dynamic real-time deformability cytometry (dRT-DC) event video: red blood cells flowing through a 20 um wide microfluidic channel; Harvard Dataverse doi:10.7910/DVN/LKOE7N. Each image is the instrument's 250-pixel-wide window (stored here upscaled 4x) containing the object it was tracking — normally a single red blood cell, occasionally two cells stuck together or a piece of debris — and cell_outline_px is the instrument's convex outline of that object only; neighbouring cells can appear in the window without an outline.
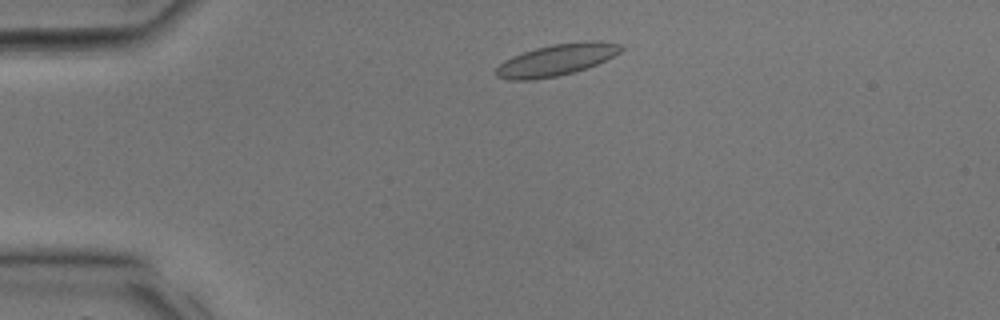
{"species": "common noctule bat (a hibernating species)", "species_latin": "Nyctalus noctula", "temperature_condition": "room temperature", "stored_images_in_passage": 28, "camera_frame_rate_fps": 3000, "um_per_image_px": 0.085, "animal": {"sex": "male", "body_mass_g": 17.9, "forearm_length_mm": 54.2}, "frame": {"image": 1, "passage_image": 3, "time_ms": 0.667, "image_size_px": [1000, 320], "cell_outline_px": [[624, 48], [620, 52], [596, 64], [572, 72], [556, 76], [532, 80], [508, 80], [496, 76], [496, 68], [504, 60], [512, 56], [536, 48], [552, 44], [588, 40], [600, 40], [620, 44]], "centroid_in_image_um": [47.29, 5.07], "position_along_channel_um": 37.7, "area_um2": 22.83}}
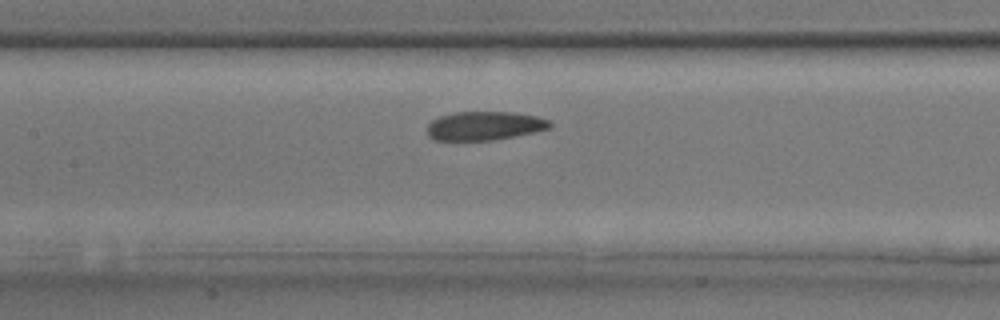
{"frame": {"image": 2, "passage_image": 11, "time_ms": 3.333, "image_size_px": [1000, 320], "cell_outline_px": [[552, 128], [492, 140], [432, 140], [428, 136], [428, 124], [432, 120], [440, 116], [456, 112], [512, 112], [536, 116], [548, 120], [552, 124]], "centroid_in_image_um": [41.16, 10.69], "position_along_channel_um": 166.2, "area_um2": 20.4}}
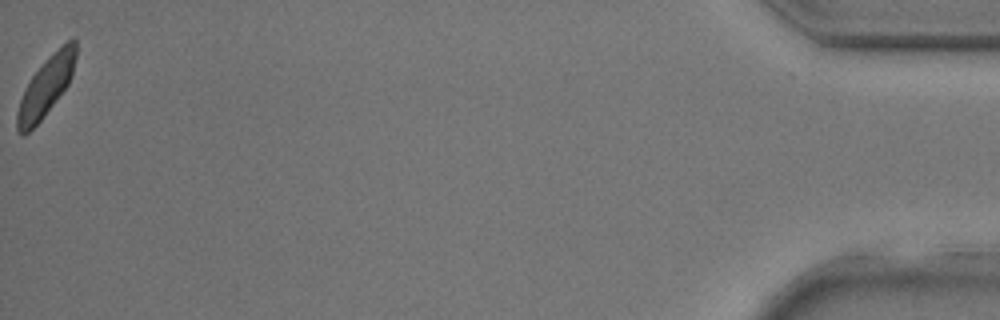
{"frame": {"image": 3, "passage_image": 28, "time_ms": 9.0, "image_size_px": [1000, 320], "cell_outline_px": [[76, 56], [72, 76], [68, 84], [40, 120], [24, 136], [20, 136], [16, 128], [16, 112], [20, 100], [32, 76], [48, 56], [52, 52], [72, 36], [76, 40]], "centroid_in_image_um": [3.91, 7.32], "position_along_channel_um": 431.3, "area_um2": 20.06}}